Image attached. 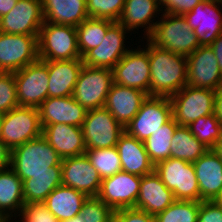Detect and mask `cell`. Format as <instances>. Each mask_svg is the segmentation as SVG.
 Returning <instances> with one entry per match:
<instances>
[{"label":"cell","mask_w":222,"mask_h":222,"mask_svg":"<svg viewBox=\"0 0 222 222\" xmlns=\"http://www.w3.org/2000/svg\"><path fill=\"white\" fill-rule=\"evenodd\" d=\"M62 158L41 135L11 151V168L23 181L32 175L62 174Z\"/></svg>","instance_id":"2"},{"label":"cell","mask_w":222,"mask_h":222,"mask_svg":"<svg viewBox=\"0 0 222 222\" xmlns=\"http://www.w3.org/2000/svg\"><path fill=\"white\" fill-rule=\"evenodd\" d=\"M43 24L41 0H18L12 10L0 18V32L39 35Z\"/></svg>","instance_id":"16"},{"label":"cell","mask_w":222,"mask_h":222,"mask_svg":"<svg viewBox=\"0 0 222 222\" xmlns=\"http://www.w3.org/2000/svg\"><path fill=\"white\" fill-rule=\"evenodd\" d=\"M44 22L77 27L88 18L85 0H41Z\"/></svg>","instance_id":"29"},{"label":"cell","mask_w":222,"mask_h":222,"mask_svg":"<svg viewBox=\"0 0 222 222\" xmlns=\"http://www.w3.org/2000/svg\"><path fill=\"white\" fill-rule=\"evenodd\" d=\"M125 0H87L88 17L118 22Z\"/></svg>","instance_id":"38"},{"label":"cell","mask_w":222,"mask_h":222,"mask_svg":"<svg viewBox=\"0 0 222 222\" xmlns=\"http://www.w3.org/2000/svg\"><path fill=\"white\" fill-rule=\"evenodd\" d=\"M159 20L147 38L155 46L185 57L200 46L197 35L183 15L162 12Z\"/></svg>","instance_id":"3"},{"label":"cell","mask_w":222,"mask_h":222,"mask_svg":"<svg viewBox=\"0 0 222 222\" xmlns=\"http://www.w3.org/2000/svg\"><path fill=\"white\" fill-rule=\"evenodd\" d=\"M114 83L113 71L108 68L83 65L72 96L87 111L104 107Z\"/></svg>","instance_id":"7"},{"label":"cell","mask_w":222,"mask_h":222,"mask_svg":"<svg viewBox=\"0 0 222 222\" xmlns=\"http://www.w3.org/2000/svg\"><path fill=\"white\" fill-rule=\"evenodd\" d=\"M18 218V220H17ZM12 222H60L43 202L25 203Z\"/></svg>","instance_id":"41"},{"label":"cell","mask_w":222,"mask_h":222,"mask_svg":"<svg viewBox=\"0 0 222 222\" xmlns=\"http://www.w3.org/2000/svg\"><path fill=\"white\" fill-rule=\"evenodd\" d=\"M162 10L158 0H125L123 11L118 20L130 34L141 30V37L147 39L154 30V27L161 16ZM158 17V18H157ZM157 18V19H155ZM135 32V33H134Z\"/></svg>","instance_id":"20"},{"label":"cell","mask_w":222,"mask_h":222,"mask_svg":"<svg viewBox=\"0 0 222 222\" xmlns=\"http://www.w3.org/2000/svg\"><path fill=\"white\" fill-rule=\"evenodd\" d=\"M60 222H86V221L83 219L81 214H78V215L74 216L71 219L63 220V221H60Z\"/></svg>","instance_id":"50"},{"label":"cell","mask_w":222,"mask_h":222,"mask_svg":"<svg viewBox=\"0 0 222 222\" xmlns=\"http://www.w3.org/2000/svg\"><path fill=\"white\" fill-rule=\"evenodd\" d=\"M42 136L62 159L85 154L86 145L81 127L67 124L45 125Z\"/></svg>","instance_id":"25"},{"label":"cell","mask_w":222,"mask_h":222,"mask_svg":"<svg viewBox=\"0 0 222 222\" xmlns=\"http://www.w3.org/2000/svg\"><path fill=\"white\" fill-rule=\"evenodd\" d=\"M81 129L86 149L115 147L125 132L124 127L105 107L87 111Z\"/></svg>","instance_id":"11"},{"label":"cell","mask_w":222,"mask_h":222,"mask_svg":"<svg viewBox=\"0 0 222 222\" xmlns=\"http://www.w3.org/2000/svg\"><path fill=\"white\" fill-rule=\"evenodd\" d=\"M177 126L172 118L144 141L145 150L154 166L171 157V140Z\"/></svg>","instance_id":"33"},{"label":"cell","mask_w":222,"mask_h":222,"mask_svg":"<svg viewBox=\"0 0 222 222\" xmlns=\"http://www.w3.org/2000/svg\"><path fill=\"white\" fill-rule=\"evenodd\" d=\"M211 49L214 52V55L217 58L219 68L222 71V34L219 35L210 45Z\"/></svg>","instance_id":"47"},{"label":"cell","mask_w":222,"mask_h":222,"mask_svg":"<svg viewBox=\"0 0 222 222\" xmlns=\"http://www.w3.org/2000/svg\"><path fill=\"white\" fill-rule=\"evenodd\" d=\"M215 90L184 86L170 97L173 118L178 125L188 126L200 117L214 113Z\"/></svg>","instance_id":"9"},{"label":"cell","mask_w":222,"mask_h":222,"mask_svg":"<svg viewBox=\"0 0 222 222\" xmlns=\"http://www.w3.org/2000/svg\"><path fill=\"white\" fill-rule=\"evenodd\" d=\"M88 196L72 187L60 185L43 202L47 209L59 220H68L80 214Z\"/></svg>","instance_id":"30"},{"label":"cell","mask_w":222,"mask_h":222,"mask_svg":"<svg viewBox=\"0 0 222 222\" xmlns=\"http://www.w3.org/2000/svg\"><path fill=\"white\" fill-rule=\"evenodd\" d=\"M199 201L175 200L154 216L155 222H198Z\"/></svg>","instance_id":"36"},{"label":"cell","mask_w":222,"mask_h":222,"mask_svg":"<svg viewBox=\"0 0 222 222\" xmlns=\"http://www.w3.org/2000/svg\"><path fill=\"white\" fill-rule=\"evenodd\" d=\"M22 184L25 203L44 202L55 188L62 185V174L32 175Z\"/></svg>","instance_id":"34"},{"label":"cell","mask_w":222,"mask_h":222,"mask_svg":"<svg viewBox=\"0 0 222 222\" xmlns=\"http://www.w3.org/2000/svg\"><path fill=\"white\" fill-rule=\"evenodd\" d=\"M83 65L82 58L47 61L49 75L48 97L72 96Z\"/></svg>","instance_id":"26"},{"label":"cell","mask_w":222,"mask_h":222,"mask_svg":"<svg viewBox=\"0 0 222 222\" xmlns=\"http://www.w3.org/2000/svg\"><path fill=\"white\" fill-rule=\"evenodd\" d=\"M193 165L199 184L200 202L215 201L222 191V159L209 149Z\"/></svg>","instance_id":"24"},{"label":"cell","mask_w":222,"mask_h":222,"mask_svg":"<svg viewBox=\"0 0 222 222\" xmlns=\"http://www.w3.org/2000/svg\"><path fill=\"white\" fill-rule=\"evenodd\" d=\"M214 105V114L222 124V85L215 90Z\"/></svg>","instance_id":"46"},{"label":"cell","mask_w":222,"mask_h":222,"mask_svg":"<svg viewBox=\"0 0 222 222\" xmlns=\"http://www.w3.org/2000/svg\"><path fill=\"white\" fill-rule=\"evenodd\" d=\"M154 171L173 192L175 200L200 202L199 184L193 163L170 157L156 164Z\"/></svg>","instance_id":"5"},{"label":"cell","mask_w":222,"mask_h":222,"mask_svg":"<svg viewBox=\"0 0 222 222\" xmlns=\"http://www.w3.org/2000/svg\"><path fill=\"white\" fill-rule=\"evenodd\" d=\"M170 150L172 158L193 163L204 155L209 148L191 133L188 126L178 125L171 140Z\"/></svg>","instance_id":"31"},{"label":"cell","mask_w":222,"mask_h":222,"mask_svg":"<svg viewBox=\"0 0 222 222\" xmlns=\"http://www.w3.org/2000/svg\"><path fill=\"white\" fill-rule=\"evenodd\" d=\"M174 201L173 192L166 187L155 171L141 177L135 209L155 216Z\"/></svg>","instance_id":"23"},{"label":"cell","mask_w":222,"mask_h":222,"mask_svg":"<svg viewBox=\"0 0 222 222\" xmlns=\"http://www.w3.org/2000/svg\"><path fill=\"white\" fill-rule=\"evenodd\" d=\"M212 151L222 159V135L211 148Z\"/></svg>","instance_id":"49"},{"label":"cell","mask_w":222,"mask_h":222,"mask_svg":"<svg viewBox=\"0 0 222 222\" xmlns=\"http://www.w3.org/2000/svg\"><path fill=\"white\" fill-rule=\"evenodd\" d=\"M191 133L206 147L211 149L222 135V124L213 113L203 116L188 125Z\"/></svg>","instance_id":"37"},{"label":"cell","mask_w":222,"mask_h":222,"mask_svg":"<svg viewBox=\"0 0 222 222\" xmlns=\"http://www.w3.org/2000/svg\"><path fill=\"white\" fill-rule=\"evenodd\" d=\"M219 205L222 206V191L221 194L219 195V197L215 200Z\"/></svg>","instance_id":"52"},{"label":"cell","mask_w":222,"mask_h":222,"mask_svg":"<svg viewBox=\"0 0 222 222\" xmlns=\"http://www.w3.org/2000/svg\"><path fill=\"white\" fill-rule=\"evenodd\" d=\"M201 1L203 0H163L160 5L164 13L184 15L186 12L191 11Z\"/></svg>","instance_id":"44"},{"label":"cell","mask_w":222,"mask_h":222,"mask_svg":"<svg viewBox=\"0 0 222 222\" xmlns=\"http://www.w3.org/2000/svg\"><path fill=\"white\" fill-rule=\"evenodd\" d=\"M38 55L47 61L81 58L76 27L44 22L38 35Z\"/></svg>","instance_id":"4"},{"label":"cell","mask_w":222,"mask_h":222,"mask_svg":"<svg viewBox=\"0 0 222 222\" xmlns=\"http://www.w3.org/2000/svg\"><path fill=\"white\" fill-rule=\"evenodd\" d=\"M85 154L91 165L98 171L101 179L111 177L122 171L120 156L116 146L106 149H86Z\"/></svg>","instance_id":"35"},{"label":"cell","mask_w":222,"mask_h":222,"mask_svg":"<svg viewBox=\"0 0 222 222\" xmlns=\"http://www.w3.org/2000/svg\"><path fill=\"white\" fill-rule=\"evenodd\" d=\"M116 148L120 156L122 171L141 177L154 171V164L145 150L143 141L124 132Z\"/></svg>","instance_id":"27"},{"label":"cell","mask_w":222,"mask_h":222,"mask_svg":"<svg viewBox=\"0 0 222 222\" xmlns=\"http://www.w3.org/2000/svg\"><path fill=\"white\" fill-rule=\"evenodd\" d=\"M62 185L72 187L89 196H97L101 177L86 154L63 158L61 161Z\"/></svg>","instance_id":"19"},{"label":"cell","mask_w":222,"mask_h":222,"mask_svg":"<svg viewBox=\"0 0 222 222\" xmlns=\"http://www.w3.org/2000/svg\"><path fill=\"white\" fill-rule=\"evenodd\" d=\"M18 0H0V18L10 12Z\"/></svg>","instance_id":"48"},{"label":"cell","mask_w":222,"mask_h":222,"mask_svg":"<svg viewBox=\"0 0 222 222\" xmlns=\"http://www.w3.org/2000/svg\"><path fill=\"white\" fill-rule=\"evenodd\" d=\"M113 213L98 196H89L80 212L86 222H112Z\"/></svg>","instance_id":"39"},{"label":"cell","mask_w":222,"mask_h":222,"mask_svg":"<svg viewBox=\"0 0 222 222\" xmlns=\"http://www.w3.org/2000/svg\"><path fill=\"white\" fill-rule=\"evenodd\" d=\"M198 222H222V206L216 201L199 202Z\"/></svg>","instance_id":"43"},{"label":"cell","mask_w":222,"mask_h":222,"mask_svg":"<svg viewBox=\"0 0 222 222\" xmlns=\"http://www.w3.org/2000/svg\"><path fill=\"white\" fill-rule=\"evenodd\" d=\"M19 106L36 107L48 98L47 60L38 59L14 72Z\"/></svg>","instance_id":"12"},{"label":"cell","mask_w":222,"mask_h":222,"mask_svg":"<svg viewBox=\"0 0 222 222\" xmlns=\"http://www.w3.org/2000/svg\"><path fill=\"white\" fill-rule=\"evenodd\" d=\"M120 23L115 22L108 30L104 40L95 48L89 50L83 57V63L90 67L113 69L114 66L130 50L126 41L132 35ZM128 36V38H127ZM127 43V44H126Z\"/></svg>","instance_id":"14"},{"label":"cell","mask_w":222,"mask_h":222,"mask_svg":"<svg viewBox=\"0 0 222 222\" xmlns=\"http://www.w3.org/2000/svg\"><path fill=\"white\" fill-rule=\"evenodd\" d=\"M172 118L173 108L169 97L148 96L124 129L130 136L144 142Z\"/></svg>","instance_id":"10"},{"label":"cell","mask_w":222,"mask_h":222,"mask_svg":"<svg viewBox=\"0 0 222 222\" xmlns=\"http://www.w3.org/2000/svg\"><path fill=\"white\" fill-rule=\"evenodd\" d=\"M2 124H3V113H0V136L2 132Z\"/></svg>","instance_id":"51"},{"label":"cell","mask_w":222,"mask_h":222,"mask_svg":"<svg viewBox=\"0 0 222 222\" xmlns=\"http://www.w3.org/2000/svg\"><path fill=\"white\" fill-rule=\"evenodd\" d=\"M149 96L171 97L187 85V57L159 48L148 40Z\"/></svg>","instance_id":"1"},{"label":"cell","mask_w":222,"mask_h":222,"mask_svg":"<svg viewBox=\"0 0 222 222\" xmlns=\"http://www.w3.org/2000/svg\"><path fill=\"white\" fill-rule=\"evenodd\" d=\"M187 61V85L212 90L222 85V71L210 46H199Z\"/></svg>","instance_id":"18"},{"label":"cell","mask_w":222,"mask_h":222,"mask_svg":"<svg viewBox=\"0 0 222 222\" xmlns=\"http://www.w3.org/2000/svg\"><path fill=\"white\" fill-rule=\"evenodd\" d=\"M42 130L38 108L18 106L3 113L0 139L12 151L29 140L41 136Z\"/></svg>","instance_id":"6"},{"label":"cell","mask_w":222,"mask_h":222,"mask_svg":"<svg viewBox=\"0 0 222 222\" xmlns=\"http://www.w3.org/2000/svg\"><path fill=\"white\" fill-rule=\"evenodd\" d=\"M38 59V35L0 32V68L3 72L18 71Z\"/></svg>","instance_id":"13"},{"label":"cell","mask_w":222,"mask_h":222,"mask_svg":"<svg viewBox=\"0 0 222 222\" xmlns=\"http://www.w3.org/2000/svg\"><path fill=\"white\" fill-rule=\"evenodd\" d=\"M138 40V43L143 42L142 45L140 43L137 49L136 46L134 49L130 46L131 49L112 69L113 79L114 83L118 85L142 90L149 96L151 73L148 56V39ZM144 43L145 46L143 45Z\"/></svg>","instance_id":"8"},{"label":"cell","mask_w":222,"mask_h":222,"mask_svg":"<svg viewBox=\"0 0 222 222\" xmlns=\"http://www.w3.org/2000/svg\"><path fill=\"white\" fill-rule=\"evenodd\" d=\"M115 22L109 19L88 17L76 27L78 48L81 58L92 48L101 44L107 30Z\"/></svg>","instance_id":"32"},{"label":"cell","mask_w":222,"mask_h":222,"mask_svg":"<svg viewBox=\"0 0 222 222\" xmlns=\"http://www.w3.org/2000/svg\"><path fill=\"white\" fill-rule=\"evenodd\" d=\"M11 167V150L0 139V169Z\"/></svg>","instance_id":"45"},{"label":"cell","mask_w":222,"mask_h":222,"mask_svg":"<svg viewBox=\"0 0 222 222\" xmlns=\"http://www.w3.org/2000/svg\"><path fill=\"white\" fill-rule=\"evenodd\" d=\"M24 204L22 180L11 167L0 169V219L12 222Z\"/></svg>","instance_id":"28"},{"label":"cell","mask_w":222,"mask_h":222,"mask_svg":"<svg viewBox=\"0 0 222 222\" xmlns=\"http://www.w3.org/2000/svg\"><path fill=\"white\" fill-rule=\"evenodd\" d=\"M141 176L120 171L102 179L98 197L113 211L134 208L139 194Z\"/></svg>","instance_id":"15"},{"label":"cell","mask_w":222,"mask_h":222,"mask_svg":"<svg viewBox=\"0 0 222 222\" xmlns=\"http://www.w3.org/2000/svg\"><path fill=\"white\" fill-rule=\"evenodd\" d=\"M112 222H155V218L144 211L128 208L114 211Z\"/></svg>","instance_id":"42"},{"label":"cell","mask_w":222,"mask_h":222,"mask_svg":"<svg viewBox=\"0 0 222 222\" xmlns=\"http://www.w3.org/2000/svg\"><path fill=\"white\" fill-rule=\"evenodd\" d=\"M41 125L67 124L81 127L87 110L73 96L48 97L38 107Z\"/></svg>","instance_id":"21"},{"label":"cell","mask_w":222,"mask_h":222,"mask_svg":"<svg viewBox=\"0 0 222 222\" xmlns=\"http://www.w3.org/2000/svg\"><path fill=\"white\" fill-rule=\"evenodd\" d=\"M18 106L14 72H3L0 75V113Z\"/></svg>","instance_id":"40"},{"label":"cell","mask_w":222,"mask_h":222,"mask_svg":"<svg viewBox=\"0 0 222 222\" xmlns=\"http://www.w3.org/2000/svg\"><path fill=\"white\" fill-rule=\"evenodd\" d=\"M147 97L148 94L142 90L113 83L104 107L125 128Z\"/></svg>","instance_id":"22"},{"label":"cell","mask_w":222,"mask_h":222,"mask_svg":"<svg viewBox=\"0 0 222 222\" xmlns=\"http://www.w3.org/2000/svg\"><path fill=\"white\" fill-rule=\"evenodd\" d=\"M183 16L197 35L200 46H210L222 34L221 1L203 0Z\"/></svg>","instance_id":"17"}]
</instances>
